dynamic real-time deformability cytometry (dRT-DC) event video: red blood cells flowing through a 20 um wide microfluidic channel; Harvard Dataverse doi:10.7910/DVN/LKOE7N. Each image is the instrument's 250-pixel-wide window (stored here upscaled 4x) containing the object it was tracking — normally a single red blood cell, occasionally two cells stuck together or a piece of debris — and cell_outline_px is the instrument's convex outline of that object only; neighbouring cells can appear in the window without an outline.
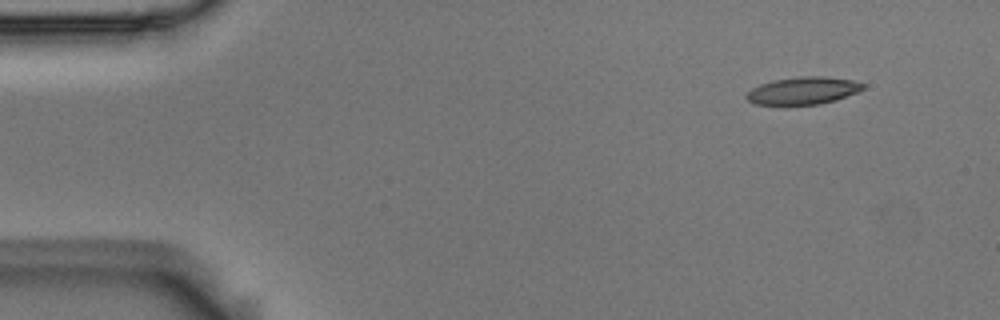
{"species": "Egyptian fruit bat (a non-hibernating species)", "species_latin": "Rousettus aegyptiacus", "temperature_condition": "room temperature", "stored_images_in_passage": 6, "segment_of_instrument_passage": [2, 2], "camera_frame_rate_fps": 3000, "um_per_image_px": 0.085, "animal": {"sex": "male"}, "frame": {"image": 1, "passage_image": 6, "time_ms": 1.667, "image_size_px": [1000, 320], "cell_outline_px": [[864, 88], [856, 92], [836, 100], [820, 104], [784, 108], [756, 104], [748, 100], [744, 96], [752, 88], [760, 84], [772, 80], [800, 76], [824, 76], [852, 80], [864, 84]], "centroid_in_image_um": [68.18, 7.75], "position_along_channel_um": 16.8, "area_um2": 19.36}}